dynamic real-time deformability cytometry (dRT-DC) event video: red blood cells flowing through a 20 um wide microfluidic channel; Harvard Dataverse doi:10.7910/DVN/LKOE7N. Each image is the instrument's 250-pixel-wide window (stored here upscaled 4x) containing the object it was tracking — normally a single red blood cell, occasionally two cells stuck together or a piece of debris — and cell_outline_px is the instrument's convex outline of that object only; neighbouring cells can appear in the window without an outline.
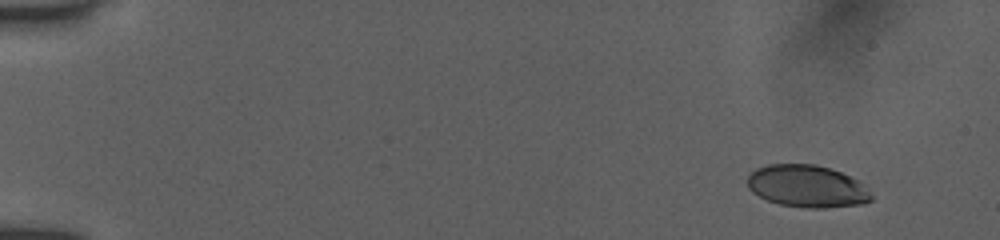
{"species": "human", "species_latin": "Homo sapiens", "temperature_condition": "room temperature", "stored_images_in_passage": 18, "camera_frame_rate_fps": 3000, "um_per_image_px": 0.085, "donor": {"sex": "female"}, "frame": {"image": 1, "passage_image": 1, "time_ms": 0.0, "image_size_px": [1000, 240], "cell_outline_px": [[872, 200], [860, 204], [824, 208], [804, 208], [780, 204], [768, 200], [752, 192], [748, 188], [748, 176], [756, 168], [768, 164], [816, 164], [840, 172], [860, 180], [872, 196]], "centroid_in_image_um": [68.6, 15.83], "position_along_channel_um": 16.4, "area_um2": 30.46}}
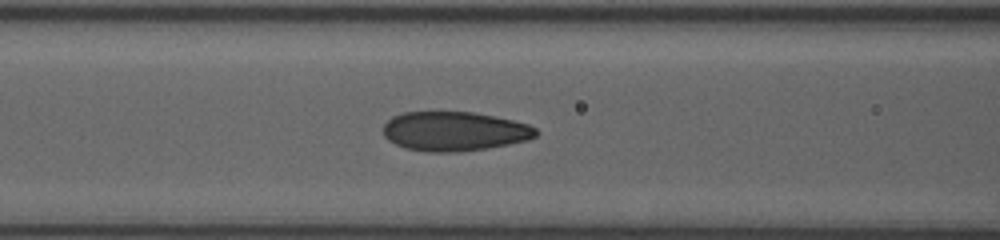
{"frame": {"image": 2, "passage_image": 11, "time_ms": 6.333, "image_size_px": [1000, 240], "cell_outline_px": [[540, 132], [536, 136], [528, 140], [488, 148], [460, 152], [428, 152], [404, 148], [388, 140], [384, 136], [384, 124], [392, 116], [404, 112], [472, 112], [512, 120], [528, 124], [536, 128]], "centroid_in_image_um": [38.62, 11.17], "position_along_channel_um": 128.0, "area_um2": 35.08}}
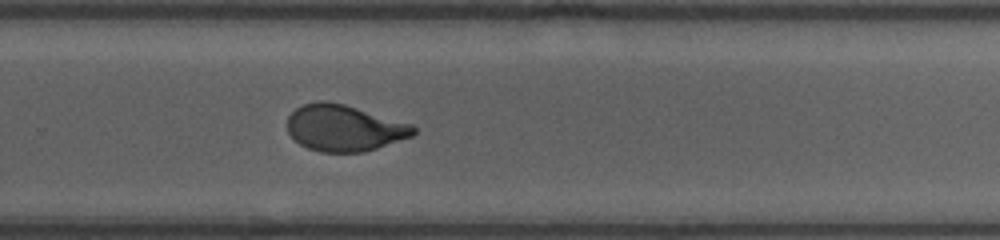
{"frame": {"image": 3, "passage_image": 18, "time_ms": 10.667, "image_size_px": [1000, 240], "cell_outline_px": [[416, 132], [412, 136], [364, 152], [320, 152], [308, 148], [300, 144], [288, 132], [288, 116], [296, 108], [304, 104], [316, 100], [328, 100], [344, 104], [412, 124], [416, 128]], "centroid_in_image_um": [29.25, 10.87], "position_along_channel_um": 300.6, "area_um2": 33.99}}